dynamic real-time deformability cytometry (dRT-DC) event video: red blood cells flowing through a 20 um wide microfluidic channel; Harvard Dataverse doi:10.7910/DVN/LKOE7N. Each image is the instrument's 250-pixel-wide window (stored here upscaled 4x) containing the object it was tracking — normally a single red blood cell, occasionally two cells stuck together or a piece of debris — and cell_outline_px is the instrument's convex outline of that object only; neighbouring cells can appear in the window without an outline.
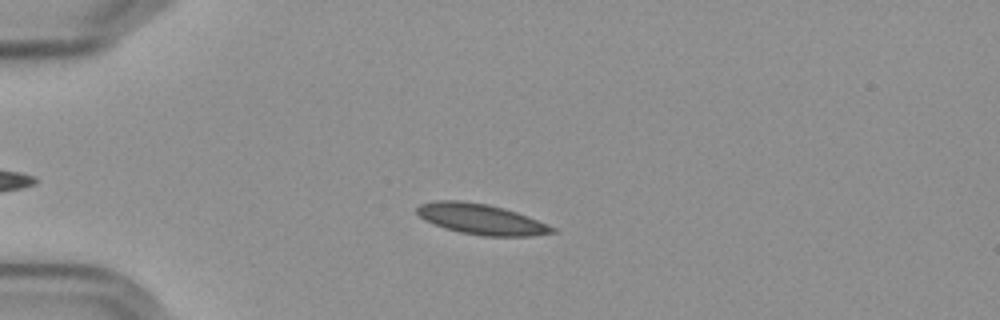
{"species": "Egyptian fruit bat (a non-hibernating species)", "species_latin": "Rousettus aegyptiacus", "temperature_condition": "cold", "stored_images_in_passage": 45, "camera_frame_rate_fps": 3000, "um_per_image_px": 0.085, "frame": {"image": 1, "passage_image": 14, "time_ms": 4.333, "image_size_px": [1000, 320], "cell_outline_px": [[556, 232], [532, 236], [484, 236], [460, 232], [444, 228], [424, 220], [416, 212], [416, 208], [420, 204], [436, 200], [460, 200], [488, 204], [504, 208], [528, 216], [548, 224], [556, 228]], "centroid_in_image_um": [40.9, 18.62], "position_along_channel_um": 44.1, "area_um2": 24.16}}
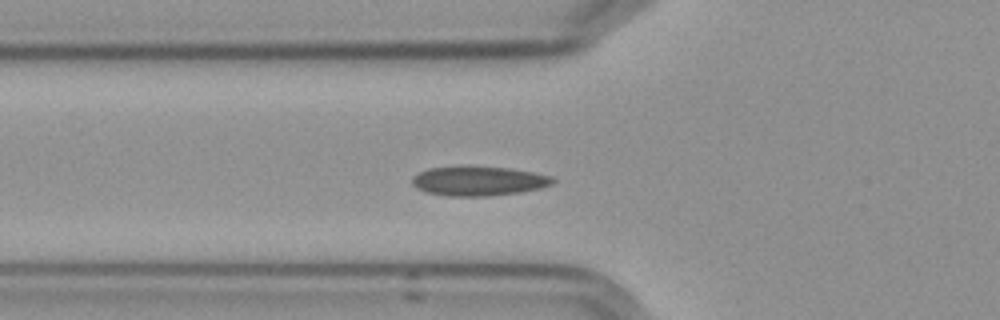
{"frame": {"image": 2, "passage_image": 20, "time_ms": 6.333, "image_size_px": [1000, 320], "cell_outline_px": [[556, 180], [552, 184], [540, 188], [520, 192], [488, 196], [448, 196], [424, 192], [416, 188], [412, 184], [412, 176], [428, 168], [508, 168], [532, 172], [552, 176]], "centroid_in_image_um": [40.68, 15.42], "position_along_channel_um": 85.1, "area_um2": 23.58}}
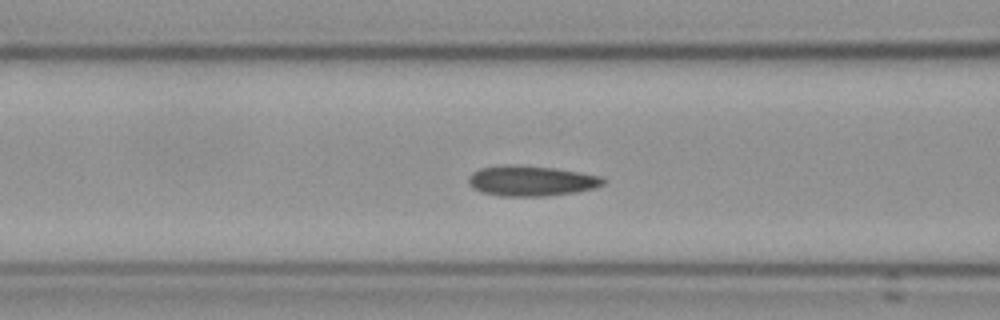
{"frame": {"image": 3, "passage_image": 23, "time_ms": 7.333, "image_size_px": [1000, 320], "cell_outline_px": [[608, 180], [604, 184], [596, 188], [576, 192], [544, 196], [500, 196], [480, 192], [472, 188], [468, 184], [468, 176], [472, 172], [480, 168], [512, 164], [552, 168], [580, 172], [600, 176]], "centroid_in_image_um": [45.14, 15.38], "position_along_channel_um": 121.5, "area_um2": 23.99}, "authors_computed_cell_mechanics": {"area_um2": 23.0622, "velocity_mm_per_s": 3.5701, "shape_relaxation_time_tau1_ms": 4.6265, "shape_relaxation_time_tau2_ms": 2.357, "deformation_change_tau1": 0.1025, "deformation_change_tau2": 0.0666}}